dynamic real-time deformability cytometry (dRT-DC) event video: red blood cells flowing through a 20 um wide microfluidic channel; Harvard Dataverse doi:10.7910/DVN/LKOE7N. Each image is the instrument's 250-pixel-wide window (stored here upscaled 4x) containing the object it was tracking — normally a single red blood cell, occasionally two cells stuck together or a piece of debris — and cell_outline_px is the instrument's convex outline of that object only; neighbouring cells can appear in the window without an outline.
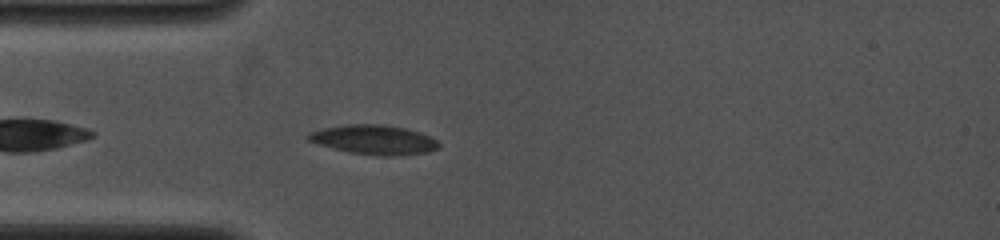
{"species": "common noctule bat (a hibernating species)", "species_latin": "Nyctalus noctula", "temperature_condition": "cold", "stored_images_in_passage": 45, "camera_frame_rate_fps": 4000, "um_per_image_px": 0.085, "animal": {"sex": "female", "body_mass_g": 19.0, "forearm_length_mm": 53.3}, "frame": {"image": 1, "passage_image": 5, "time_ms": 1.0, "image_size_px": [1000, 240], "cell_outline_px": [[440, 148], [428, 152], [392, 156], [384, 156], [348, 152], [320, 144], [308, 140], [304, 136], [308, 132], [324, 128], [348, 124], [384, 124], [404, 128], [420, 132], [440, 140]], "centroid_in_image_um": [31.83, 11.87], "position_along_channel_um": 53.2, "area_um2": 22.48}}
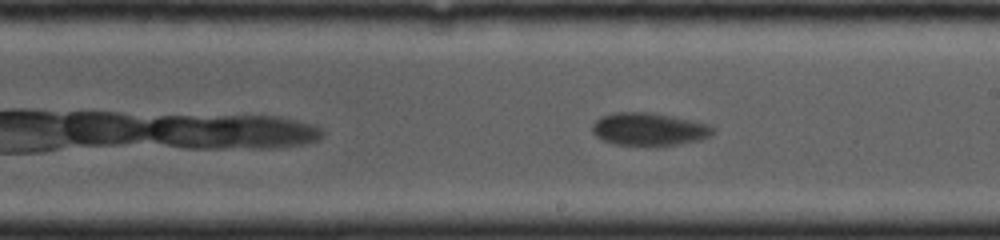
{"frame": {"image": 2, "passage_image": 23, "time_ms": 5.5, "image_size_px": [1000, 240], "cell_outline_px": [[716, 128], [708, 136], [700, 140], [676, 144], [612, 144], [596, 136], [592, 132], [592, 124], [600, 116], [616, 112], [652, 112], [672, 116], [708, 124]], "centroid_in_image_um": [55.13, 10.95], "position_along_channel_um": 233.9, "area_um2": 22.66}}
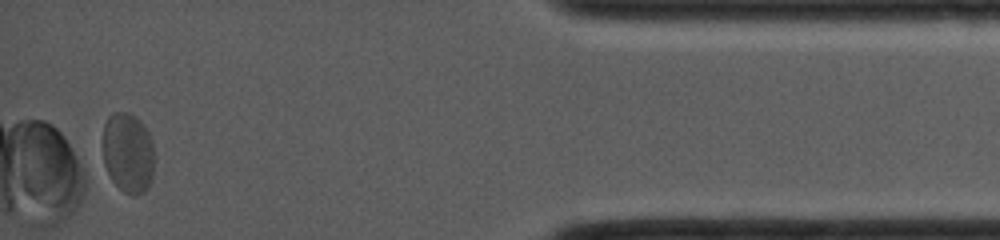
{"frame": {"image": 3, "passage_image": 45, "time_ms": 11.25, "image_size_px": [1000, 240], "cell_outline_px": [[152, 180], [148, 188], [144, 192], [136, 196], [132, 196], [124, 192], [112, 180], [104, 164], [104, 124], [108, 116], [112, 112], [128, 112], [140, 120], [144, 124], [152, 140]], "centroid_in_image_um": [10.89, 12.99], "position_along_channel_um": 424.3, "area_um2": 24.04}}